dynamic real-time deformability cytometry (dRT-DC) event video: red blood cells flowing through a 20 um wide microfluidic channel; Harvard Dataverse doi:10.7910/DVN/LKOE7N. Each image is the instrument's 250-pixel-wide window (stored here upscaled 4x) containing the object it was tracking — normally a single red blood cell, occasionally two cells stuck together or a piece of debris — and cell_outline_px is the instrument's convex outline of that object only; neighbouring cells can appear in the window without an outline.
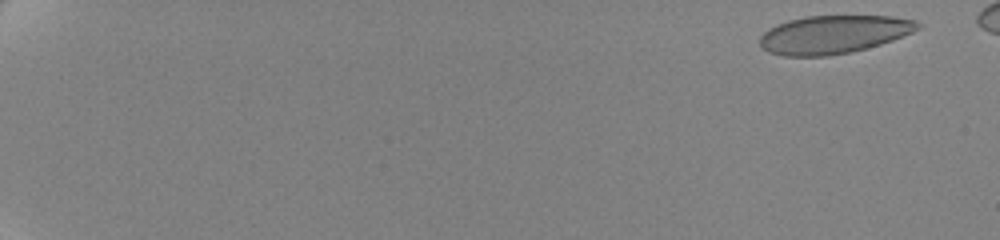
{"species": "human", "species_latin": "Homo sapiens", "temperature_condition": "cold", "stored_images_in_passage": 37, "camera_frame_rate_fps": 3000, "um_per_image_px": 0.085, "donor": {"sex": "female"}, "frame": {"image": 1, "passage_image": 2, "time_ms": 0.667, "image_size_px": [1000, 240], "cell_outline_px": [[924, 24], [920, 28], [912, 32], [892, 40], [880, 44], [848, 52], [828, 56], [784, 56], [768, 52], [760, 48], [760, 36], [768, 28], [788, 20], [808, 16], [892, 16], [916, 20]], "centroid_in_image_um": [70.84, 2.92], "position_along_channel_um": 14.2, "area_um2": 35.14}}
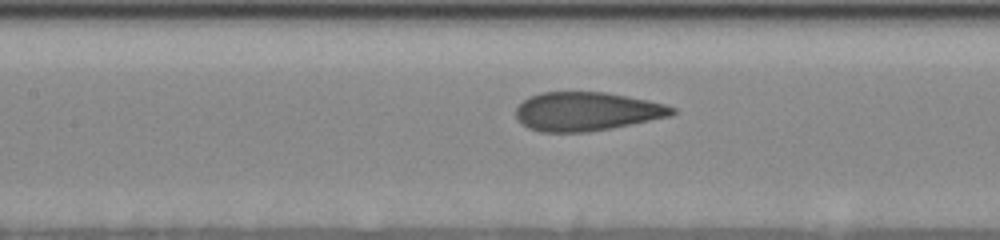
{"frame": {"image": 2, "passage_image": 21, "time_ms": 10.333, "image_size_px": [1000, 240], "cell_outline_px": [[676, 112], [672, 116], [612, 128], [588, 132], [540, 132], [528, 128], [516, 116], [516, 108], [528, 96], [540, 92], [604, 92], [628, 96], [648, 100], [664, 104], [676, 108]], "centroid_in_image_um": [49.89, 9.47], "position_along_channel_um": 157.5, "area_um2": 35.37}}
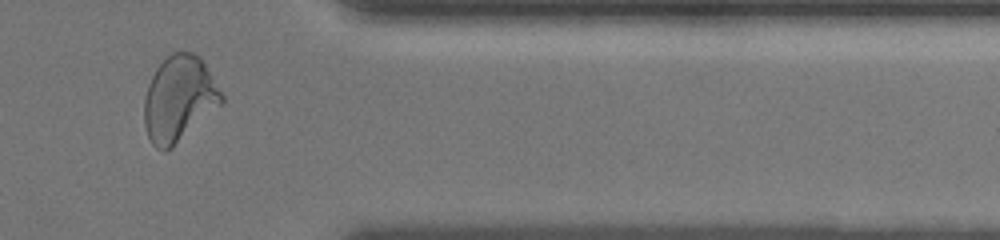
{"frame": {"image": 3, "passage_image": 34, "time_ms": 17.333, "image_size_px": [1000, 240], "cell_outline_px": [[224, 100], [220, 104], [172, 148], [164, 152], [156, 148], [152, 144], [148, 136], [144, 124], [144, 100], [148, 84], [156, 68], [172, 52], [192, 52], [200, 56], [224, 96]], "centroid_in_image_um": [15.19, 8.4], "position_along_channel_um": 396.2, "area_um2": 38.21}, "authors_computed_cell_mechanics": {"area_um2": 35.8938, "velocity_mm_per_s": 3.5022, "shape_relaxation_time_tau1_ms": 7.344, "shape_relaxation_time_tau2_ms": null, "deformation_change_tau1": 0.1823, "deformation_change_tau2": null}}